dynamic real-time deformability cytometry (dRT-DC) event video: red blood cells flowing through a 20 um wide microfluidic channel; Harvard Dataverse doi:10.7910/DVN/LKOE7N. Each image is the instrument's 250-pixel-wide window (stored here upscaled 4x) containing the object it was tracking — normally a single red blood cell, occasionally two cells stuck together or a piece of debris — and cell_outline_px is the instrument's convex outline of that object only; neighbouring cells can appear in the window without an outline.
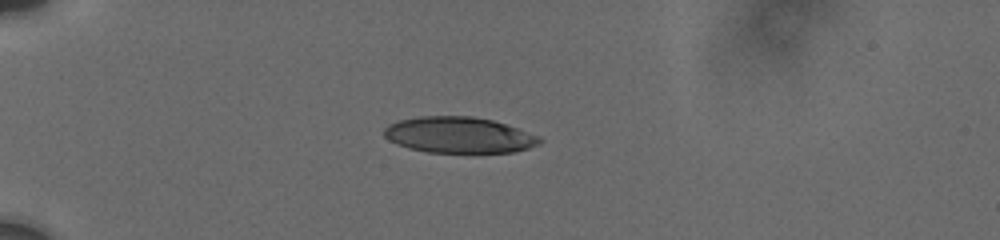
{"species": "human", "species_latin": "Homo sapiens", "temperature_condition": "cold", "stored_images_in_passage": 7, "camera_frame_rate_fps": 3000, "um_per_image_px": 0.085, "donor": {"sex": "male"}, "frame": {"image": 1, "passage_image": 6, "time_ms": 5.0, "image_size_px": [1000, 240], "cell_outline_px": [[544, 140], [540, 144], [528, 148], [512, 152], [428, 152], [408, 148], [396, 144], [388, 140], [384, 136], [384, 128], [388, 124], [396, 120], [420, 116], [472, 116], [492, 120], [540, 136]], "centroid_in_image_um": [38.98, 11.47], "position_along_channel_um": 46.0, "area_um2": 32.71}}